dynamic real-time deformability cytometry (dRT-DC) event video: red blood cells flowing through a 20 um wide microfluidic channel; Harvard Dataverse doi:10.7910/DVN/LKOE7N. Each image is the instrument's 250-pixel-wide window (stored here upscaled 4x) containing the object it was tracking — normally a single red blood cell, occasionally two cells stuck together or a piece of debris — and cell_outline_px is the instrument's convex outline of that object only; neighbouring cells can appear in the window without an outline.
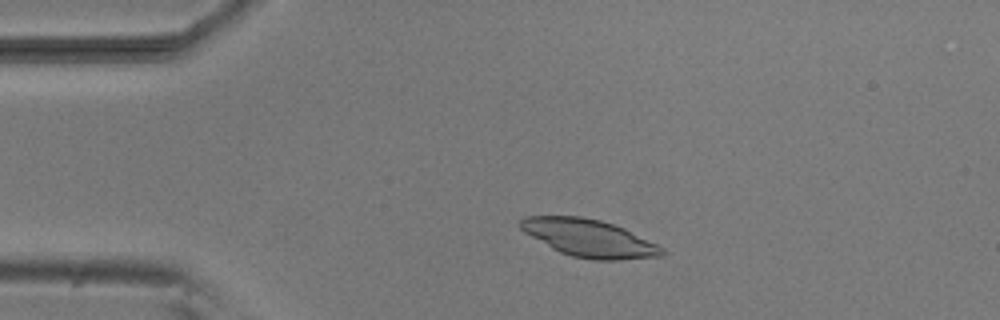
{"species": "common noctule bat (a hibernating species)", "species_latin": "Nyctalus noctula", "temperature_condition": "room temperature", "stored_images_in_passage": 51, "camera_frame_rate_fps": 3000, "um_per_image_px": 0.085, "animal": {"sex": "male", "body_mass_g": 20.5, "forearm_length_mm": 52.5}, "frame": {"image": 1, "passage_image": 9, "time_ms": 2.667, "image_size_px": [1000, 320], "cell_outline_px": [[664, 256], [620, 260], [592, 260], [572, 256], [560, 252], [552, 248], [524, 232], [516, 224], [524, 216], [580, 216], [600, 220], [624, 228], [664, 248]], "centroid_in_image_um": [50.06, 20.24], "position_along_channel_um": 34.9, "area_um2": 30.87}}
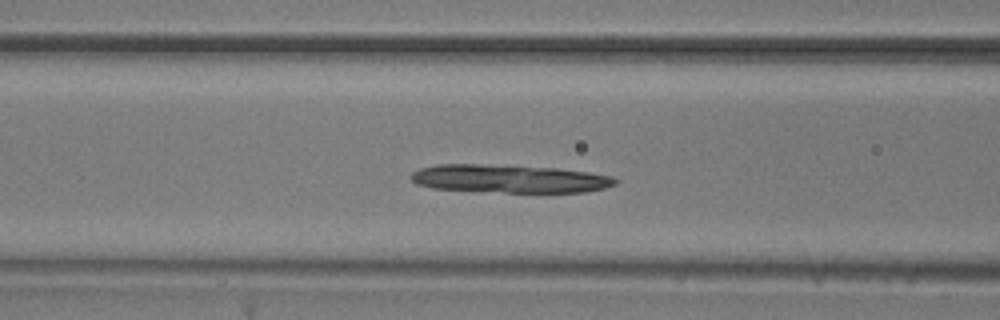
{"frame": {"image": 2, "passage_image": 19, "time_ms": 6.0, "image_size_px": [1000, 320], "cell_outline_px": [[620, 180], [616, 184], [604, 188], [584, 192], [504, 192], [432, 188], [416, 184], [408, 176], [412, 172], [420, 168], [436, 164], [480, 164], [556, 168], [588, 172], [612, 176]], "centroid_in_image_um": [43.28, 15.18], "position_along_channel_um": 123.3, "area_um2": 33.47}}
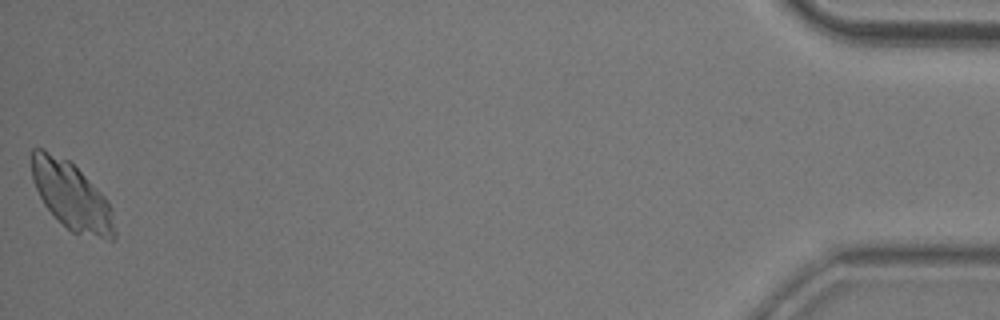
{"frame": {"image": 3, "passage_image": 51, "time_ms": 16.667, "image_size_px": [1000, 320], "cell_outline_px": [[116, 240], [108, 240], [72, 232], [44, 204], [32, 180], [32, 148], [44, 148], [68, 160], [104, 196], [112, 208], [116, 232]], "centroid_in_image_um": [6.1, 16.67], "position_along_channel_um": 429.1, "area_um2": 32.14}}